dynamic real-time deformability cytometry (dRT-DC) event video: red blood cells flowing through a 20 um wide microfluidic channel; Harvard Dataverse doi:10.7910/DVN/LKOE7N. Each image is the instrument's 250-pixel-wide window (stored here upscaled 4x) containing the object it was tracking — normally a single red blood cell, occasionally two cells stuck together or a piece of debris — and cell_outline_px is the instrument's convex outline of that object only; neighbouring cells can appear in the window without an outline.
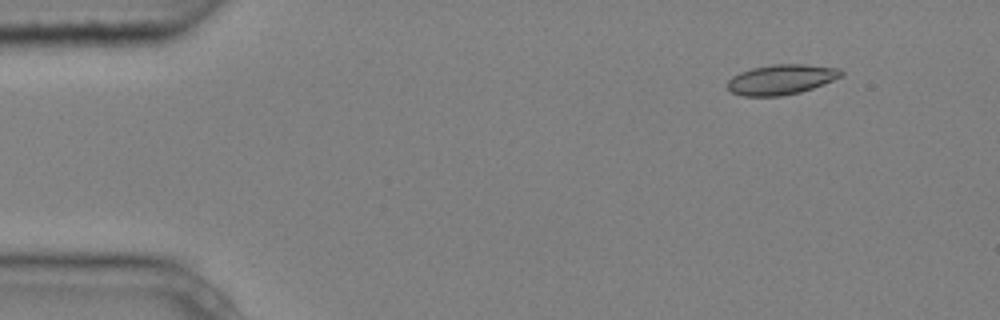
{"species": "common noctule bat (a hibernating species)", "species_latin": "Nyctalus noctula", "temperature_condition": "cold", "stored_images_in_passage": 2, "camera_frame_rate_fps": 3000, "um_per_image_px": 0.085, "animal": {"sex": "male", "body_mass_g": 20.4}, "frame": {"image": 1, "passage_image": 1, "time_ms": 0.0, "image_size_px": [1000, 320], "cell_outline_px": [[844, 76], [824, 84], [800, 92], [780, 96], [744, 96], [732, 92], [728, 88], [728, 80], [732, 76], [740, 72], [752, 68], [772, 64], [804, 64], [840, 68], [844, 72]], "centroid_in_image_um": [66.44, 6.75], "position_along_channel_um": 18.6, "area_um2": 20.0}}